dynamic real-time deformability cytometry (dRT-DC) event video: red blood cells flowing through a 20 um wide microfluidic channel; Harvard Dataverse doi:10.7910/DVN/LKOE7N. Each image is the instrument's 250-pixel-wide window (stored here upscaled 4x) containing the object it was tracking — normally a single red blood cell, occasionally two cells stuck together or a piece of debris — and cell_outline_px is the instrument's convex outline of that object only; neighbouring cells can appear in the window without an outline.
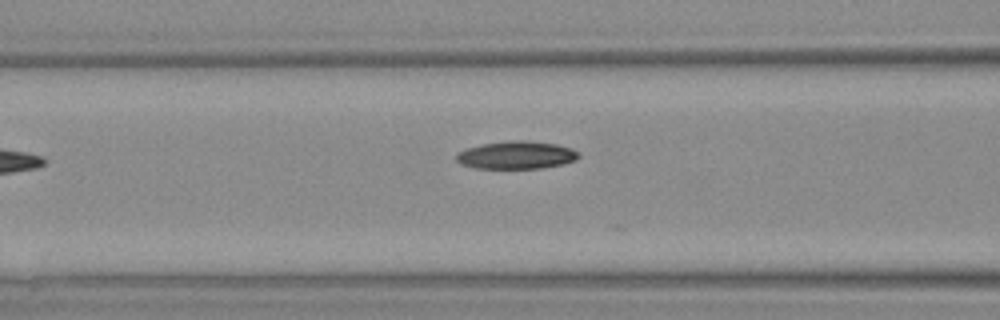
{"species": "Egyptian fruit bat (a non-hibernating species)", "species_latin": "Rousettus aegyptiacus", "temperature_condition": "warm", "stored_images_in_passage": 7, "camera_frame_rate_fps": 3000, "um_per_image_px": 0.085, "animal": {"sex": "female"}, "frame": {"image": 1, "passage_image": 6, "time_ms": 7.0, "image_size_px": [1000, 320], "cell_outline_px": [[580, 156], [576, 160], [560, 164], [540, 168], [476, 168], [460, 164], [456, 160], [456, 152], [468, 148], [484, 144], [512, 140], [528, 140], [556, 144], [572, 148]], "centroid_in_image_um": [43.87, 13.18], "position_along_channel_um": 122.7, "area_um2": 19.65}}